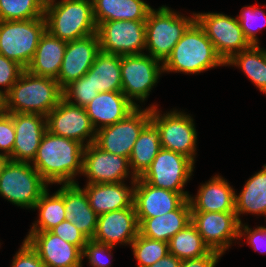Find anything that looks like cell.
Masks as SVG:
<instances>
[{"instance_id":"cell-1","label":"cell","mask_w":266,"mask_h":267,"mask_svg":"<svg viewBox=\"0 0 266 267\" xmlns=\"http://www.w3.org/2000/svg\"><path fill=\"white\" fill-rule=\"evenodd\" d=\"M85 146L46 130L31 164L48 184L76 183L73 177L82 173Z\"/></svg>"},{"instance_id":"cell-2","label":"cell","mask_w":266,"mask_h":267,"mask_svg":"<svg viewBox=\"0 0 266 267\" xmlns=\"http://www.w3.org/2000/svg\"><path fill=\"white\" fill-rule=\"evenodd\" d=\"M63 98L55 78L38 76L26 69L5 94L4 111L47 116Z\"/></svg>"},{"instance_id":"cell-3","label":"cell","mask_w":266,"mask_h":267,"mask_svg":"<svg viewBox=\"0 0 266 267\" xmlns=\"http://www.w3.org/2000/svg\"><path fill=\"white\" fill-rule=\"evenodd\" d=\"M225 62L217 54L212 41L195 20L184 32L167 59L162 63L163 71L199 73Z\"/></svg>"},{"instance_id":"cell-4","label":"cell","mask_w":266,"mask_h":267,"mask_svg":"<svg viewBox=\"0 0 266 267\" xmlns=\"http://www.w3.org/2000/svg\"><path fill=\"white\" fill-rule=\"evenodd\" d=\"M46 30L65 42L97 33L92 0H61L45 7Z\"/></svg>"},{"instance_id":"cell-5","label":"cell","mask_w":266,"mask_h":267,"mask_svg":"<svg viewBox=\"0 0 266 267\" xmlns=\"http://www.w3.org/2000/svg\"><path fill=\"white\" fill-rule=\"evenodd\" d=\"M194 21V13L192 18H187L166 6L156 11L151 9L145 21L146 49L149 55L163 63Z\"/></svg>"},{"instance_id":"cell-6","label":"cell","mask_w":266,"mask_h":267,"mask_svg":"<svg viewBox=\"0 0 266 267\" xmlns=\"http://www.w3.org/2000/svg\"><path fill=\"white\" fill-rule=\"evenodd\" d=\"M47 185L29 162L7 159L0 173V195L17 206L33 209Z\"/></svg>"},{"instance_id":"cell-7","label":"cell","mask_w":266,"mask_h":267,"mask_svg":"<svg viewBox=\"0 0 266 267\" xmlns=\"http://www.w3.org/2000/svg\"><path fill=\"white\" fill-rule=\"evenodd\" d=\"M45 31L44 16L28 20L0 21V54L26 69Z\"/></svg>"},{"instance_id":"cell-8","label":"cell","mask_w":266,"mask_h":267,"mask_svg":"<svg viewBox=\"0 0 266 267\" xmlns=\"http://www.w3.org/2000/svg\"><path fill=\"white\" fill-rule=\"evenodd\" d=\"M139 109L136 107L124 119L113 125L98 128L94 144L105 152L129 159L137 138L151 121V107Z\"/></svg>"},{"instance_id":"cell-9","label":"cell","mask_w":266,"mask_h":267,"mask_svg":"<svg viewBox=\"0 0 266 267\" xmlns=\"http://www.w3.org/2000/svg\"><path fill=\"white\" fill-rule=\"evenodd\" d=\"M156 109L155 105L151 106V121L160 131L161 147L180 153L195 162L197 132L193 119L176 110L162 116Z\"/></svg>"},{"instance_id":"cell-10","label":"cell","mask_w":266,"mask_h":267,"mask_svg":"<svg viewBox=\"0 0 266 267\" xmlns=\"http://www.w3.org/2000/svg\"><path fill=\"white\" fill-rule=\"evenodd\" d=\"M193 168L194 162L190 158L161 148L150 167L140 178L152 186L188 194L187 191H183V187L190 179Z\"/></svg>"},{"instance_id":"cell-11","label":"cell","mask_w":266,"mask_h":267,"mask_svg":"<svg viewBox=\"0 0 266 267\" xmlns=\"http://www.w3.org/2000/svg\"><path fill=\"white\" fill-rule=\"evenodd\" d=\"M160 62L144 53L121 56L122 93L136 107L138 105L133 98L142 102L146 100L161 72H164L163 66H159Z\"/></svg>"},{"instance_id":"cell-12","label":"cell","mask_w":266,"mask_h":267,"mask_svg":"<svg viewBox=\"0 0 266 267\" xmlns=\"http://www.w3.org/2000/svg\"><path fill=\"white\" fill-rule=\"evenodd\" d=\"M195 20L204 29L224 62L251 46L237 18L221 13H195Z\"/></svg>"},{"instance_id":"cell-13","label":"cell","mask_w":266,"mask_h":267,"mask_svg":"<svg viewBox=\"0 0 266 267\" xmlns=\"http://www.w3.org/2000/svg\"><path fill=\"white\" fill-rule=\"evenodd\" d=\"M100 51L118 56L142 54L146 48L145 21L115 20L97 27Z\"/></svg>"},{"instance_id":"cell-14","label":"cell","mask_w":266,"mask_h":267,"mask_svg":"<svg viewBox=\"0 0 266 267\" xmlns=\"http://www.w3.org/2000/svg\"><path fill=\"white\" fill-rule=\"evenodd\" d=\"M191 222L210 250L221 254L239 238L240 222L235 212L191 211Z\"/></svg>"},{"instance_id":"cell-15","label":"cell","mask_w":266,"mask_h":267,"mask_svg":"<svg viewBox=\"0 0 266 267\" xmlns=\"http://www.w3.org/2000/svg\"><path fill=\"white\" fill-rule=\"evenodd\" d=\"M46 128L52 134L76 140L81 144L89 137L86 146L94 143L96 137V129L85 108L68 103L63 98L46 116Z\"/></svg>"},{"instance_id":"cell-16","label":"cell","mask_w":266,"mask_h":267,"mask_svg":"<svg viewBox=\"0 0 266 267\" xmlns=\"http://www.w3.org/2000/svg\"><path fill=\"white\" fill-rule=\"evenodd\" d=\"M129 159L105 152L94 143L84 147L82 174L88 183H119L128 177Z\"/></svg>"},{"instance_id":"cell-17","label":"cell","mask_w":266,"mask_h":267,"mask_svg":"<svg viewBox=\"0 0 266 267\" xmlns=\"http://www.w3.org/2000/svg\"><path fill=\"white\" fill-rule=\"evenodd\" d=\"M100 52L97 33L67 42L58 77L59 87L63 90L73 81L83 77L91 68Z\"/></svg>"},{"instance_id":"cell-18","label":"cell","mask_w":266,"mask_h":267,"mask_svg":"<svg viewBox=\"0 0 266 267\" xmlns=\"http://www.w3.org/2000/svg\"><path fill=\"white\" fill-rule=\"evenodd\" d=\"M133 205L137 218H153L178 209L189 194L152 186L140 177L133 184Z\"/></svg>"},{"instance_id":"cell-19","label":"cell","mask_w":266,"mask_h":267,"mask_svg":"<svg viewBox=\"0 0 266 267\" xmlns=\"http://www.w3.org/2000/svg\"><path fill=\"white\" fill-rule=\"evenodd\" d=\"M25 240L46 267H82V251L51 231L29 232Z\"/></svg>"},{"instance_id":"cell-20","label":"cell","mask_w":266,"mask_h":267,"mask_svg":"<svg viewBox=\"0 0 266 267\" xmlns=\"http://www.w3.org/2000/svg\"><path fill=\"white\" fill-rule=\"evenodd\" d=\"M139 234V223L134 205L98 216L97 228L92 240L115 246L116 243L131 244Z\"/></svg>"},{"instance_id":"cell-21","label":"cell","mask_w":266,"mask_h":267,"mask_svg":"<svg viewBox=\"0 0 266 267\" xmlns=\"http://www.w3.org/2000/svg\"><path fill=\"white\" fill-rule=\"evenodd\" d=\"M15 128L12 161L30 162L37 154L43 134L46 132V116L30 113H11ZM43 119V120H42Z\"/></svg>"},{"instance_id":"cell-22","label":"cell","mask_w":266,"mask_h":267,"mask_svg":"<svg viewBox=\"0 0 266 267\" xmlns=\"http://www.w3.org/2000/svg\"><path fill=\"white\" fill-rule=\"evenodd\" d=\"M58 192L64 197L66 220L74 224L89 240L97 228L98 215L90 207L84 189L77 183L62 184Z\"/></svg>"},{"instance_id":"cell-23","label":"cell","mask_w":266,"mask_h":267,"mask_svg":"<svg viewBox=\"0 0 266 267\" xmlns=\"http://www.w3.org/2000/svg\"><path fill=\"white\" fill-rule=\"evenodd\" d=\"M136 106L122 93L100 92L85 107L86 113L96 131L124 119ZM101 123V125L99 124Z\"/></svg>"},{"instance_id":"cell-24","label":"cell","mask_w":266,"mask_h":267,"mask_svg":"<svg viewBox=\"0 0 266 267\" xmlns=\"http://www.w3.org/2000/svg\"><path fill=\"white\" fill-rule=\"evenodd\" d=\"M188 199L191 211L235 212V191L218 175L203 184L196 197L189 196Z\"/></svg>"},{"instance_id":"cell-25","label":"cell","mask_w":266,"mask_h":267,"mask_svg":"<svg viewBox=\"0 0 266 267\" xmlns=\"http://www.w3.org/2000/svg\"><path fill=\"white\" fill-rule=\"evenodd\" d=\"M89 199L90 207L99 216L115 210L125 209L133 204V186L119 183H87L83 188Z\"/></svg>"},{"instance_id":"cell-26","label":"cell","mask_w":266,"mask_h":267,"mask_svg":"<svg viewBox=\"0 0 266 267\" xmlns=\"http://www.w3.org/2000/svg\"><path fill=\"white\" fill-rule=\"evenodd\" d=\"M139 233L147 238L169 242L191 222V205L187 199L178 209L153 218H137Z\"/></svg>"},{"instance_id":"cell-27","label":"cell","mask_w":266,"mask_h":267,"mask_svg":"<svg viewBox=\"0 0 266 267\" xmlns=\"http://www.w3.org/2000/svg\"><path fill=\"white\" fill-rule=\"evenodd\" d=\"M66 46L67 42L54 37L46 30L26 70L34 75L56 79L61 69Z\"/></svg>"},{"instance_id":"cell-28","label":"cell","mask_w":266,"mask_h":267,"mask_svg":"<svg viewBox=\"0 0 266 267\" xmlns=\"http://www.w3.org/2000/svg\"><path fill=\"white\" fill-rule=\"evenodd\" d=\"M97 27L115 20L146 21L152 9L143 0H92Z\"/></svg>"},{"instance_id":"cell-29","label":"cell","mask_w":266,"mask_h":267,"mask_svg":"<svg viewBox=\"0 0 266 267\" xmlns=\"http://www.w3.org/2000/svg\"><path fill=\"white\" fill-rule=\"evenodd\" d=\"M160 131L150 121L137 138L129 157V166L132 172V185L150 167L157 153L161 150Z\"/></svg>"},{"instance_id":"cell-30","label":"cell","mask_w":266,"mask_h":267,"mask_svg":"<svg viewBox=\"0 0 266 267\" xmlns=\"http://www.w3.org/2000/svg\"><path fill=\"white\" fill-rule=\"evenodd\" d=\"M86 76L96 92H122L121 56L100 51Z\"/></svg>"},{"instance_id":"cell-31","label":"cell","mask_w":266,"mask_h":267,"mask_svg":"<svg viewBox=\"0 0 266 267\" xmlns=\"http://www.w3.org/2000/svg\"><path fill=\"white\" fill-rule=\"evenodd\" d=\"M245 183L239 195L235 194V213H254L266 215V165Z\"/></svg>"},{"instance_id":"cell-32","label":"cell","mask_w":266,"mask_h":267,"mask_svg":"<svg viewBox=\"0 0 266 267\" xmlns=\"http://www.w3.org/2000/svg\"><path fill=\"white\" fill-rule=\"evenodd\" d=\"M225 65L239 66L247 77L266 94V50L258 45L234 54Z\"/></svg>"},{"instance_id":"cell-33","label":"cell","mask_w":266,"mask_h":267,"mask_svg":"<svg viewBox=\"0 0 266 267\" xmlns=\"http://www.w3.org/2000/svg\"><path fill=\"white\" fill-rule=\"evenodd\" d=\"M168 248L169 253L181 261L201 257L211 251L192 222L169 240Z\"/></svg>"},{"instance_id":"cell-34","label":"cell","mask_w":266,"mask_h":267,"mask_svg":"<svg viewBox=\"0 0 266 267\" xmlns=\"http://www.w3.org/2000/svg\"><path fill=\"white\" fill-rule=\"evenodd\" d=\"M34 209H39V220L34 223L30 232L50 231L52 228L66 220L64 197L56 191L49 196L46 189L36 202Z\"/></svg>"},{"instance_id":"cell-35","label":"cell","mask_w":266,"mask_h":267,"mask_svg":"<svg viewBox=\"0 0 266 267\" xmlns=\"http://www.w3.org/2000/svg\"><path fill=\"white\" fill-rule=\"evenodd\" d=\"M44 11L38 0H0V21L36 19Z\"/></svg>"},{"instance_id":"cell-36","label":"cell","mask_w":266,"mask_h":267,"mask_svg":"<svg viewBox=\"0 0 266 267\" xmlns=\"http://www.w3.org/2000/svg\"><path fill=\"white\" fill-rule=\"evenodd\" d=\"M139 262L137 267H149L169 254L168 243L142 236L140 233L130 244Z\"/></svg>"},{"instance_id":"cell-37","label":"cell","mask_w":266,"mask_h":267,"mask_svg":"<svg viewBox=\"0 0 266 267\" xmlns=\"http://www.w3.org/2000/svg\"><path fill=\"white\" fill-rule=\"evenodd\" d=\"M98 94L99 92L95 91L91 79H89L86 74L63 89V99L68 103L84 108ZM72 98H74L76 103L71 100Z\"/></svg>"},{"instance_id":"cell-38","label":"cell","mask_w":266,"mask_h":267,"mask_svg":"<svg viewBox=\"0 0 266 267\" xmlns=\"http://www.w3.org/2000/svg\"><path fill=\"white\" fill-rule=\"evenodd\" d=\"M263 17L266 20V14L263 10H260L259 8L253 7V6H246L243 7L241 10V14L237 16L238 22L240 23L241 29L248 40V42L251 45H258V39L256 37V31L254 28H260L263 27V24L256 25L255 22L258 20L257 17ZM254 23V24H253ZM258 23V22H257ZM266 25V21L264 22V26Z\"/></svg>"},{"instance_id":"cell-39","label":"cell","mask_w":266,"mask_h":267,"mask_svg":"<svg viewBox=\"0 0 266 267\" xmlns=\"http://www.w3.org/2000/svg\"><path fill=\"white\" fill-rule=\"evenodd\" d=\"M14 142L15 128L11 113L0 112V150L4 151L3 156L8 158L12 154Z\"/></svg>"},{"instance_id":"cell-40","label":"cell","mask_w":266,"mask_h":267,"mask_svg":"<svg viewBox=\"0 0 266 267\" xmlns=\"http://www.w3.org/2000/svg\"><path fill=\"white\" fill-rule=\"evenodd\" d=\"M50 231L62 238L64 241L77 246L82 252L89 240L74 224L68 220L62 221Z\"/></svg>"},{"instance_id":"cell-41","label":"cell","mask_w":266,"mask_h":267,"mask_svg":"<svg viewBox=\"0 0 266 267\" xmlns=\"http://www.w3.org/2000/svg\"><path fill=\"white\" fill-rule=\"evenodd\" d=\"M23 71L24 68L17 62L0 54V86L6 87L4 94L17 82Z\"/></svg>"},{"instance_id":"cell-42","label":"cell","mask_w":266,"mask_h":267,"mask_svg":"<svg viewBox=\"0 0 266 267\" xmlns=\"http://www.w3.org/2000/svg\"><path fill=\"white\" fill-rule=\"evenodd\" d=\"M112 248L114 246L98 243L90 239L84 247L82 257H88L89 263L93 267H110V262L108 263L106 260L105 262L103 255L107 251L110 254Z\"/></svg>"},{"instance_id":"cell-43","label":"cell","mask_w":266,"mask_h":267,"mask_svg":"<svg viewBox=\"0 0 266 267\" xmlns=\"http://www.w3.org/2000/svg\"><path fill=\"white\" fill-rule=\"evenodd\" d=\"M11 267H46L37 252L24 239L21 248L16 253Z\"/></svg>"},{"instance_id":"cell-44","label":"cell","mask_w":266,"mask_h":267,"mask_svg":"<svg viewBox=\"0 0 266 267\" xmlns=\"http://www.w3.org/2000/svg\"><path fill=\"white\" fill-rule=\"evenodd\" d=\"M243 228V229H242ZM244 230V232L242 231ZM247 235V242L252 245L254 250L259 251L261 250L260 247H262V243L264 247L266 246V227H257L256 229H253V231L248 227V225L240 224L239 227V237H243L242 235ZM265 241V243H264ZM263 253V251H260ZM266 253V251H264Z\"/></svg>"},{"instance_id":"cell-45","label":"cell","mask_w":266,"mask_h":267,"mask_svg":"<svg viewBox=\"0 0 266 267\" xmlns=\"http://www.w3.org/2000/svg\"><path fill=\"white\" fill-rule=\"evenodd\" d=\"M221 253L211 250L208 254L201 257L182 260L181 267H215Z\"/></svg>"},{"instance_id":"cell-46","label":"cell","mask_w":266,"mask_h":267,"mask_svg":"<svg viewBox=\"0 0 266 267\" xmlns=\"http://www.w3.org/2000/svg\"><path fill=\"white\" fill-rule=\"evenodd\" d=\"M149 267H181V260L169 253Z\"/></svg>"},{"instance_id":"cell-47","label":"cell","mask_w":266,"mask_h":267,"mask_svg":"<svg viewBox=\"0 0 266 267\" xmlns=\"http://www.w3.org/2000/svg\"><path fill=\"white\" fill-rule=\"evenodd\" d=\"M5 108V94L0 90V112H3Z\"/></svg>"},{"instance_id":"cell-48","label":"cell","mask_w":266,"mask_h":267,"mask_svg":"<svg viewBox=\"0 0 266 267\" xmlns=\"http://www.w3.org/2000/svg\"><path fill=\"white\" fill-rule=\"evenodd\" d=\"M41 5L45 8L51 4H54L55 0H38Z\"/></svg>"},{"instance_id":"cell-49","label":"cell","mask_w":266,"mask_h":267,"mask_svg":"<svg viewBox=\"0 0 266 267\" xmlns=\"http://www.w3.org/2000/svg\"><path fill=\"white\" fill-rule=\"evenodd\" d=\"M6 161H7V159H0V173H1L2 167Z\"/></svg>"},{"instance_id":"cell-50","label":"cell","mask_w":266,"mask_h":267,"mask_svg":"<svg viewBox=\"0 0 266 267\" xmlns=\"http://www.w3.org/2000/svg\"><path fill=\"white\" fill-rule=\"evenodd\" d=\"M0 159H8V158L0 154Z\"/></svg>"}]
</instances>
